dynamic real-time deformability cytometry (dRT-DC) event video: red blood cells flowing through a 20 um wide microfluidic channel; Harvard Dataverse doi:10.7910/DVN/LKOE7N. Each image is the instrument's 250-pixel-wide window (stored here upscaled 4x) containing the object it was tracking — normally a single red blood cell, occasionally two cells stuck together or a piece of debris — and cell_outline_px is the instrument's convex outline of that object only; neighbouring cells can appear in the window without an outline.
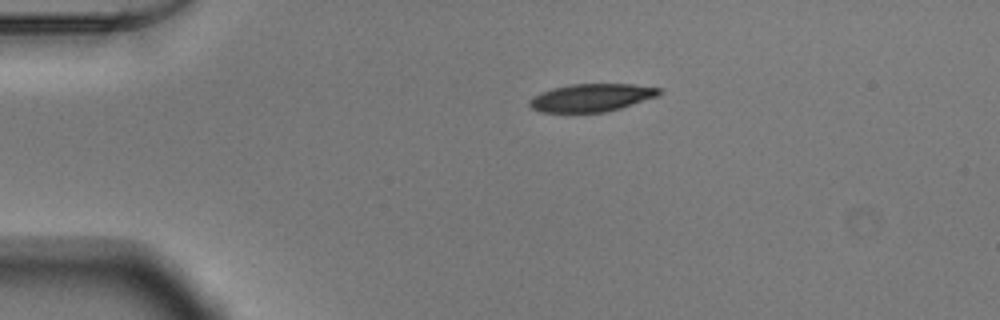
{"species": "Egyptian fruit bat (a non-hibernating species)", "species_latin": "Rousettus aegyptiacus", "temperature_condition": "warm", "stored_images_in_passage": 42, "camera_frame_rate_fps": 3000, "um_per_image_px": 0.085, "animal": {"sex": "male"}, "frame": {"image": 1, "passage_image": 1, "time_ms": 0.0, "image_size_px": [1000, 320], "cell_outline_px": [[664, 92], [656, 96], [620, 108], [604, 112], [544, 112], [532, 108], [528, 104], [528, 100], [532, 96], [540, 92], [552, 88], [568, 84], [636, 84], [660, 88]], "centroid_in_image_um": [50.25, 8.28], "position_along_channel_um": 34.8, "area_um2": 21.04}}
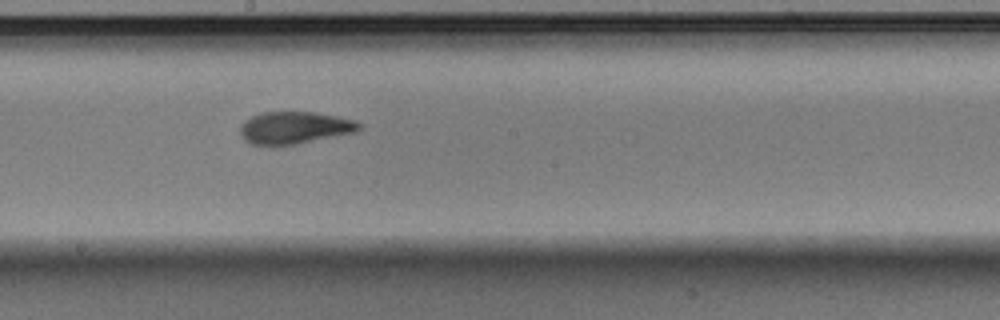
{"frame": {"image": 2, "passage_image": 19, "time_ms": 6.0, "image_size_px": [1000, 320], "cell_outline_px": [[364, 128], [356, 132], [296, 144], [252, 144], [244, 140], [240, 132], [240, 124], [244, 120], [260, 112], [316, 112], [356, 120], [364, 124]], "centroid_in_image_um": [25.09, 10.84], "position_along_channel_um": 223.1, "area_um2": 22.43}}
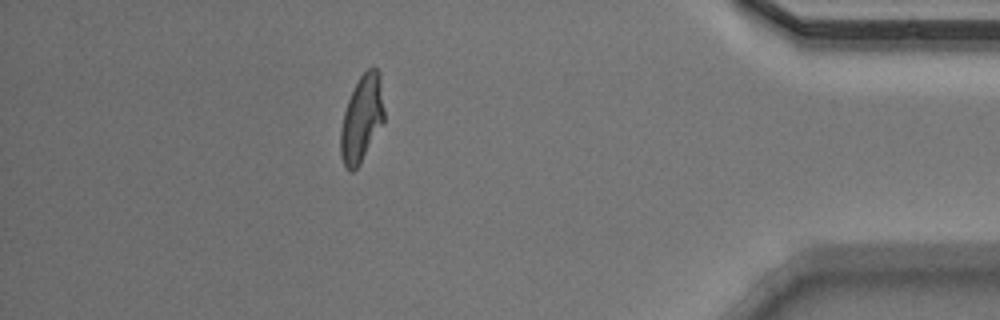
{"frame": {"image": 3, "passage_image": 36, "time_ms": 11.667, "image_size_px": [1000, 320], "cell_outline_px": [[384, 120], [360, 164], [352, 172], [348, 172], [340, 156], [340, 132], [344, 112], [348, 100], [360, 76], [368, 68], [376, 68], [380, 72], [384, 108]], "centroid_in_image_um": [30.75, 10.09], "position_along_channel_um": 404.5, "area_um2": 21.85}, "authors_computed_cell_mechanics": {"area_um2": 22.1663, "velocity_mm_per_s": 3.9134, "shape_relaxation_time_tau1_ms": 5.3387, "shape_relaxation_time_tau2_ms": 1.8868, "deformation_change_tau1": 0.2032, "deformation_change_tau2": 0.0944}}